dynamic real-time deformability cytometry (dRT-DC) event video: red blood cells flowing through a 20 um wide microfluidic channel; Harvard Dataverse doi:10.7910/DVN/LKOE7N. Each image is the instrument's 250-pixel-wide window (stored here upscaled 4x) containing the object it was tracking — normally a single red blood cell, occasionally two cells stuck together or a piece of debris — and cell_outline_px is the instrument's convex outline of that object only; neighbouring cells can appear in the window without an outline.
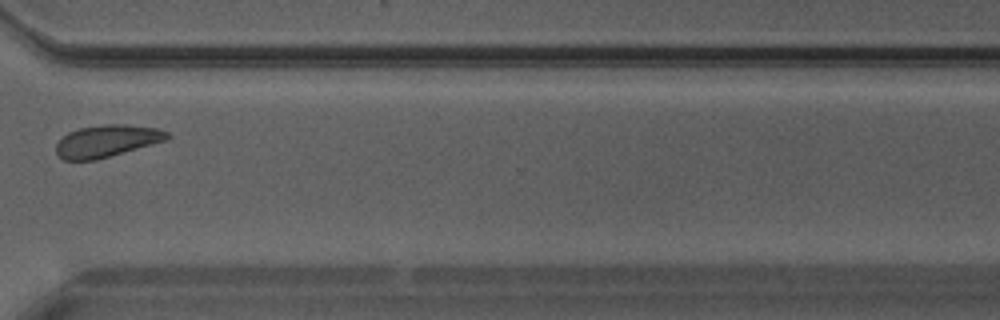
{"species": "Egyptian fruit bat (a non-hibernating species)", "species_latin": "Rousettus aegyptiacus", "temperature_condition": "warm", "stored_images_in_passage": 29, "camera_frame_rate_fps": 3000, "um_per_image_px": 0.085, "animal": {"sex": "male"}, "frame": {"image": 1, "passage_image": 21, "time_ms": 6.667, "image_size_px": [1000, 320], "cell_outline_px": [[172, 136], [164, 140], [96, 160], [64, 160], [56, 152], [56, 144], [68, 132], [80, 128], [104, 124], [124, 124], [156, 128], [168, 132]], "centroid_in_image_um": [9.06, 11.98], "position_along_channel_um": 361.5, "area_um2": 20.4}}